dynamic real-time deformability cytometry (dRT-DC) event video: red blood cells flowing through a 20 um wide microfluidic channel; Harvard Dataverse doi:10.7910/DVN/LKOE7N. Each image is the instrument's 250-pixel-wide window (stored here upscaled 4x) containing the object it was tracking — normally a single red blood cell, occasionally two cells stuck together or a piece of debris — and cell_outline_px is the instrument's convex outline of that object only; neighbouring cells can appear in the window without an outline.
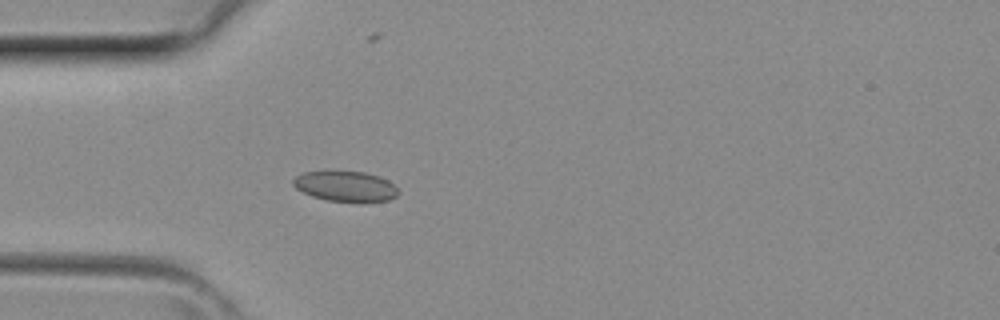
{"species": "common noctule bat (a hibernating species)", "species_latin": "Nyctalus noctula", "temperature_condition": "room temperature", "stored_images_in_passage": 4, "camera_frame_rate_fps": 3000, "um_per_image_px": 0.085, "animal": {"sex": "female", "body_mass_g": 29.2, "forearm_length_mm": 56.3}, "frame": {"image": 1, "passage_image": 4, "time_ms": 1.0, "image_size_px": [1000, 320], "cell_outline_px": [[400, 192], [396, 196], [388, 200], [364, 204], [360, 204], [328, 200], [312, 196], [296, 188], [292, 184], [292, 180], [296, 176], [304, 172], [324, 168], [332, 168], [364, 172], [380, 176], [388, 180]], "centroid_in_image_um": [29.35, 15.81], "position_along_channel_um": 55.6, "area_um2": 19.83}}